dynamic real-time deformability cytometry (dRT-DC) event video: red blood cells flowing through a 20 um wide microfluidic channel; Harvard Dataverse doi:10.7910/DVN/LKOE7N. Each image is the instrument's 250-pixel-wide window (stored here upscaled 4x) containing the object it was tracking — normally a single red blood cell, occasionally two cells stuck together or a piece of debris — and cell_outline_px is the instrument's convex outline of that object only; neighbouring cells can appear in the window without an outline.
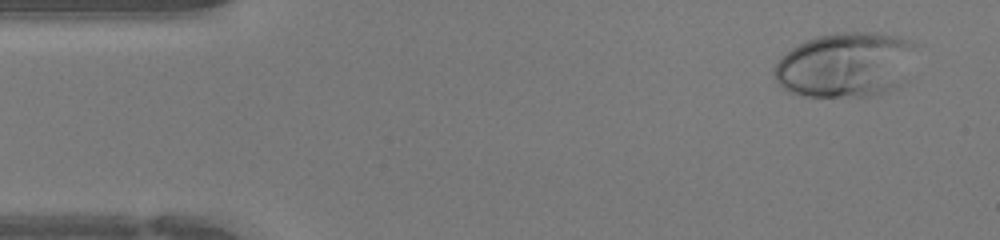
{"species": "human", "species_latin": "Homo sapiens", "temperature_condition": "warm", "stored_images_in_passage": 44, "camera_frame_rate_fps": 3000, "um_per_image_px": 0.085, "donor": {"sex": "female"}, "frame": {"image": 1, "passage_image": 3, "time_ms": 0.667, "image_size_px": [1000, 240], "cell_outline_px": [[920, 44], [900, 84], [884, 92], [868, 96], [800, 96], [784, 88], [776, 80], [772, 68], [792, 48], [816, 36], [844, 32], [872, 32], [900, 36]], "centroid_in_image_um": [71.91, 5.49], "position_along_channel_um": 13.1, "area_um2": 53.41}}
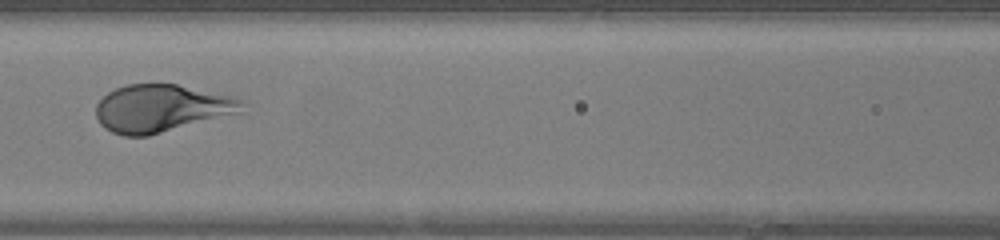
{"frame": {"image": 2, "passage_image": 19, "time_ms": 6.0, "image_size_px": [1000, 240], "cell_outline_px": [[244, 112], [148, 136], [124, 136], [112, 132], [104, 128], [100, 124], [96, 116], [96, 104], [108, 92], [116, 88], [128, 84], [176, 84], [236, 96], [244, 100]], "centroid_in_image_um": [13.76, 9.21], "position_along_channel_um": 152.8, "area_um2": 40.86}}
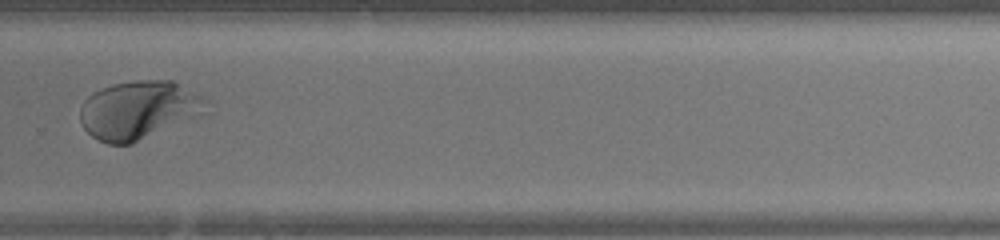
{"frame": {"image": 3, "passage_image": 30, "time_ms": 9.667, "image_size_px": [1000, 240], "cell_outline_px": [[208, 100], [136, 140], [128, 144], [108, 144], [92, 136], [84, 128], [80, 120], [80, 108], [84, 100], [88, 96], [100, 88], [112, 84], [136, 80], [172, 80]], "centroid_in_image_um": [11.46, 9.26], "position_along_channel_um": 318.3, "area_um2": 39.13}}